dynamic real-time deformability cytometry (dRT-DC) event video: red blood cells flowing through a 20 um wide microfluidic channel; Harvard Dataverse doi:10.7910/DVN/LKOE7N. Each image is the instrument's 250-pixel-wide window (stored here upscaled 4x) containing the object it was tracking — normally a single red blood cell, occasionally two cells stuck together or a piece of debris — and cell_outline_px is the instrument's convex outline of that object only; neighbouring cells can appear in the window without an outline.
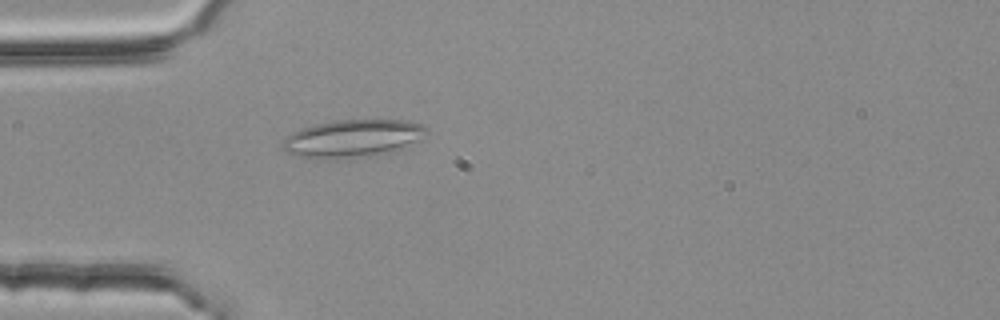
{"species": "common noctule bat (a hibernating species)", "species_latin": "Nyctalus noctula", "temperature_condition": "room temperature", "stored_images_in_passage": 47, "camera_frame_rate_fps": 3000, "um_per_image_px": 0.085, "animal": {"sex": "female", "body_mass_g": 25.1}, "frame": {"image": 1, "passage_image": 9, "time_ms": 2.667, "image_size_px": [1000, 320], "cell_outline_px": [[428, 132], [420, 140], [396, 152], [336, 160], [320, 160], [296, 156], [284, 152], [280, 144], [292, 132], [316, 124], [336, 120], [404, 120], [424, 124], [428, 128]], "centroid_in_image_um": [29.99, 11.8], "position_along_channel_um": 55.0, "area_um2": 32.31}}
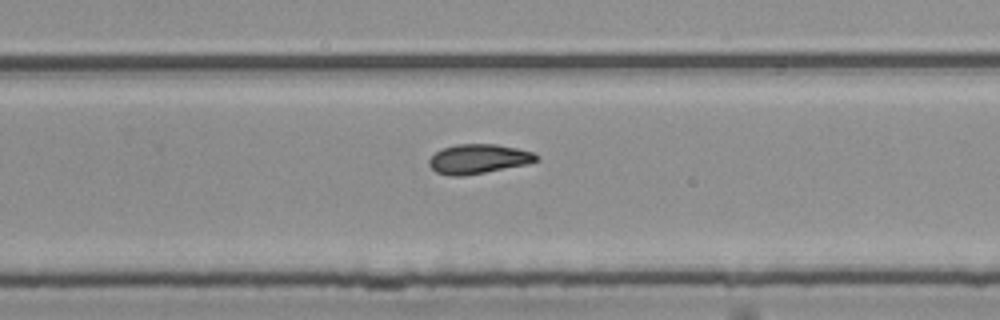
{"frame": {"image": 2, "passage_image": 28, "time_ms": 9.0, "image_size_px": [1000, 320], "cell_outline_px": [[540, 160], [528, 164], [464, 176], [448, 176], [436, 172], [428, 164], [428, 160], [436, 152], [444, 148], [456, 144], [496, 144], [516, 148], [532, 152], [540, 156]], "centroid_in_image_um": [40.68, 13.51], "position_along_channel_um": 289.1, "area_um2": 18.5}}
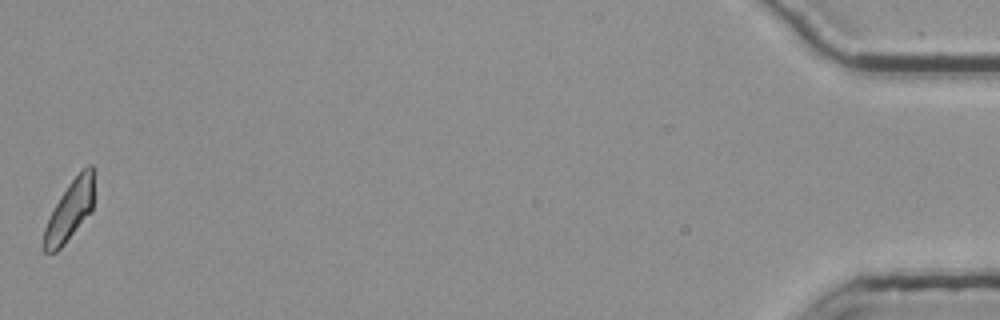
{"frame": {"image": 3, "passage_image": 47, "time_ms": 15.333, "image_size_px": [1000, 320], "cell_outline_px": [[92, 212], [64, 244], [56, 252], [44, 252], [40, 248], [44, 228], [60, 196], [68, 184], [88, 164], [92, 164]], "centroid_in_image_um": [5.88, 17.98], "position_along_channel_um": 429.3, "area_um2": 17.28}, "authors_computed_cell_mechanics": {"area_um2": 18.4382, "velocity_mm_per_s": 3.7874, "shape_relaxation_time_tau1_ms": null, "shape_relaxation_time_tau2_ms": 3.9525, "deformation_change_tau1": null, "deformation_change_tau2": 0.1005}}